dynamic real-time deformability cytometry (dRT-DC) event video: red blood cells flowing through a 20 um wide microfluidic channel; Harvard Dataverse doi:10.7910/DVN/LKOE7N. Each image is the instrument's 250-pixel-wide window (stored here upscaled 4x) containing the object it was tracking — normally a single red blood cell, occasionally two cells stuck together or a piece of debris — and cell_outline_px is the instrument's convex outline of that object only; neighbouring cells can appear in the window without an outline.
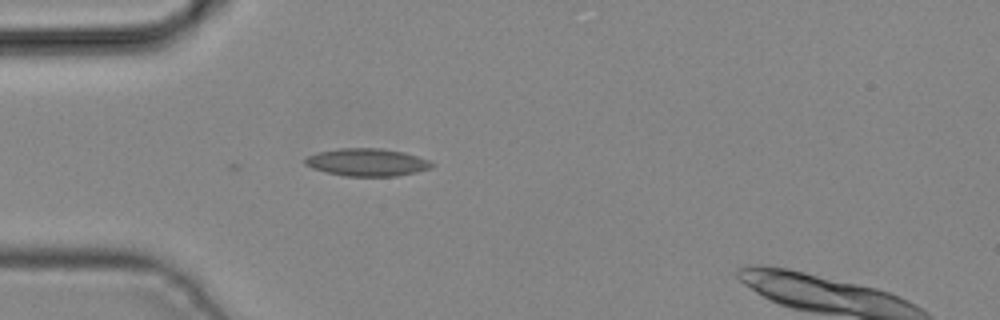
{"species": "common noctule bat (a hibernating species)", "species_latin": "Nyctalus noctula", "temperature_condition": "cold", "stored_images_in_passage": 4, "camera_frame_rate_fps": 3000, "um_per_image_px": 0.085, "animal": {"sex": "male", "body_mass_g": 19.2, "forearm_length_mm": 51.8}, "frame": {"image": 1, "passage_image": 4, "time_ms": 1.0, "image_size_px": [1000, 320], "cell_outline_px": [[436, 164], [432, 168], [416, 172], [396, 176], [344, 176], [312, 168], [304, 164], [304, 160], [308, 156], [320, 152], [340, 148], [380, 148], [404, 152], [428, 160]], "centroid_in_image_um": [31.23, 13.79], "position_along_channel_um": 53.8, "area_um2": 20.29}}